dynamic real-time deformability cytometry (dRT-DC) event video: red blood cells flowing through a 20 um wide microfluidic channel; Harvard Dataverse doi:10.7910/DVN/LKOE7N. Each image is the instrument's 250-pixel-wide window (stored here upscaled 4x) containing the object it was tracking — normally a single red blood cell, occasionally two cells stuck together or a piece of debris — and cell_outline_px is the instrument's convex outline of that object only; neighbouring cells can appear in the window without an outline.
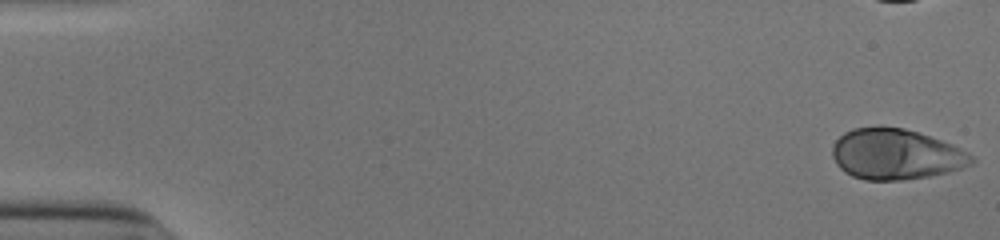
{"species": "human", "species_latin": "Homo sapiens", "temperature_condition": "cold", "stored_images_in_passage": 42, "camera_frame_rate_fps": 3000, "um_per_image_px": 0.085, "donor": {"sex": "male"}, "frame": {"image": 1, "passage_image": 1, "time_ms": 0.0, "image_size_px": [1000, 240], "cell_outline_px": [[976, 160], [972, 164], [948, 172], [928, 176], [900, 180], [864, 180], [852, 176], [844, 172], [836, 164], [832, 156], [832, 144], [844, 132], [852, 128], [904, 128], [952, 144], [968, 152]], "centroid_in_image_um": [76.12, 13.13], "position_along_channel_um": 8.9, "area_um2": 40.75}}